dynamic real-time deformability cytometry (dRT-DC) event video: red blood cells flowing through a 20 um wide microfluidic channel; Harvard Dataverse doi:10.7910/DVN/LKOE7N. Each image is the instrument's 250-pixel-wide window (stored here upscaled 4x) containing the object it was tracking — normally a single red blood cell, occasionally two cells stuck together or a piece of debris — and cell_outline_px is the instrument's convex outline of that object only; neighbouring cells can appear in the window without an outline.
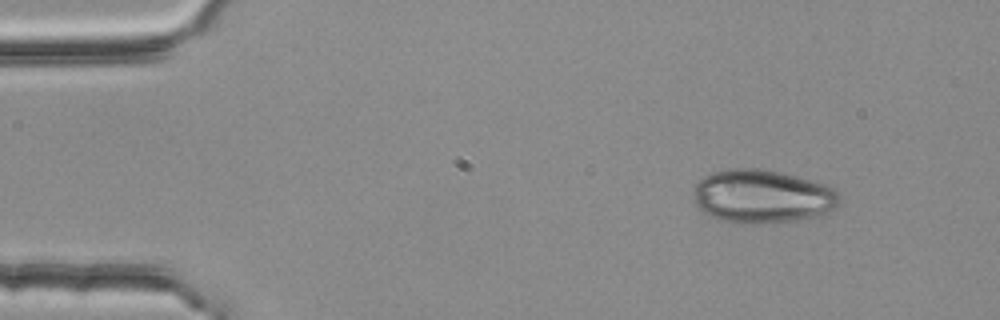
{"species": "common noctule bat (a hibernating species)", "species_latin": "Nyctalus noctula", "temperature_condition": "room temperature", "stored_images_in_passage": 3, "camera_frame_rate_fps": 3000, "um_per_image_px": 0.085, "animal": {"sex": "female", "body_mass_g": 25.1}, "frame": {"image": 1, "passage_image": 1, "time_ms": 0.0, "image_size_px": [1000, 320], "cell_outline_px": [[844, 196], [828, 216], [764, 224], [732, 224], [708, 216], [700, 212], [696, 204], [692, 192], [696, 184], [704, 176], [712, 172], [732, 168], [760, 168], [780, 172], [824, 184], [840, 192]], "centroid_in_image_um": [64.81, 16.73], "position_along_channel_um": 20.2, "area_um2": 46.64}}